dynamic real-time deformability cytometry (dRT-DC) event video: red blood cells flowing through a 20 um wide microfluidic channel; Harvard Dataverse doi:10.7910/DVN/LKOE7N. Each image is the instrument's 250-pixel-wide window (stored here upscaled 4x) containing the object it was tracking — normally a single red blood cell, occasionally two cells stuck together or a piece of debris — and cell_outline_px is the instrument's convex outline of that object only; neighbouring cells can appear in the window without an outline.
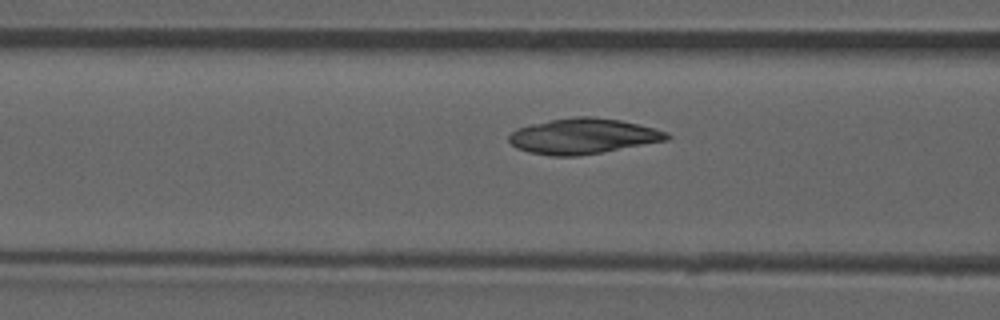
{"species": "common noctule bat (a hibernating species)", "species_latin": "Nyctalus noctula", "temperature_condition": "room temperature", "stored_images_in_passage": 34, "camera_frame_rate_fps": 3000, "um_per_image_px": 0.085, "animal": {"sex": "male", "forearm_length_mm": 52.5}, "frame": {"image": 1, "passage_image": 10, "time_ms": 3.0, "image_size_px": [1000, 320], "cell_outline_px": [[672, 136], [668, 140], [600, 152], [576, 156], [552, 156], [528, 152], [516, 148], [508, 140], [508, 136], [516, 128], [548, 120], [576, 116], [592, 116], [620, 120], [668, 132]], "centroid_in_image_um": [49.52, 11.57], "position_along_channel_um": 117.1, "area_um2": 32.48}}